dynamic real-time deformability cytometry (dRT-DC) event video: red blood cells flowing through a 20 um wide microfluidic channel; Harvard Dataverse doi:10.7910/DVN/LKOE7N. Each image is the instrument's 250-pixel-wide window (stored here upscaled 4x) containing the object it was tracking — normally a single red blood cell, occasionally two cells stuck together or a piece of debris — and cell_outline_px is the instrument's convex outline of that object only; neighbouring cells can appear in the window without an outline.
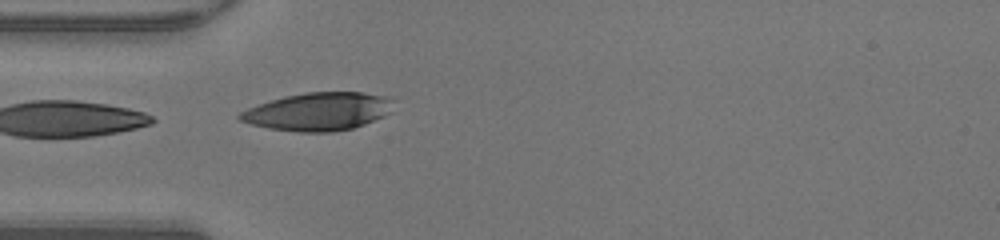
{"species": "human", "species_latin": "Homo sapiens", "temperature_condition": "warm", "stored_images_in_passage": 14, "segment_of_instrument_passage": [2, 2], "camera_frame_rate_fps": 3000, "um_per_image_px": 0.085, "donor": {"sex": "male"}, "frame": {"image": 1, "passage_image": 14, "time_ms": 4.333, "image_size_px": [1000, 240], "cell_outline_px": [[392, 100], [388, 112], [384, 116], [364, 124], [352, 128], [332, 132], [300, 132], [268, 128], [252, 124], [240, 120], [236, 116], [240, 112], [248, 108], [284, 96], [308, 92], [360, 92], [384, 96]], "centroid_in_image_um": [27.01, 9.48], "position_along_channel_um": 58.0, "area_um2": 33.52}}